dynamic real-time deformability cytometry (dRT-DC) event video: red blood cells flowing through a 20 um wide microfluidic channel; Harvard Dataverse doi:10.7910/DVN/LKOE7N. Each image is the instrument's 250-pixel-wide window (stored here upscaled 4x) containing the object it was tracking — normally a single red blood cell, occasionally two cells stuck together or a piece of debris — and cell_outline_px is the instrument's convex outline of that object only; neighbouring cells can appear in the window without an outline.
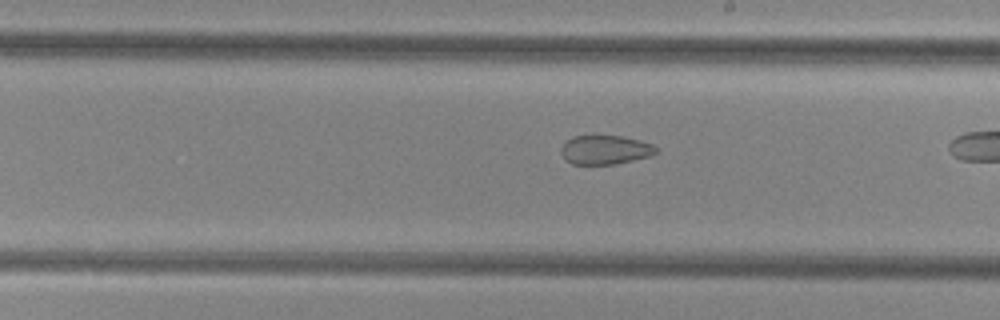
{"species": "common noctule bat (a hibernating species)", "species_latin": "Nyctalus noctula", "temperature_condition": "cold", "stored_images_in_passage": 15, "camera_frame_rate_fps": 3000, "um_per_image_px": 0.085, "animal": {"sex": "female", "body_mass_g": 29.2, "forearm_length_mm": 56.3}, "frame": {"image": 1, "passage_image": 11, "time_ms": 3.333, "image_size_px": [1000, 320], "cell_outline_px": [[656, 152], [652, 156], [616, 164], [572, 164], [564, 160], [560, 152], [560, 148], [572, 136], [624, 136], [640, 140], [652, 144], [656, 148]], "centroid_in_image_um": [51.43, 12.74], "position_along_channel_um": 237.6, "area_um2": 16.18}}